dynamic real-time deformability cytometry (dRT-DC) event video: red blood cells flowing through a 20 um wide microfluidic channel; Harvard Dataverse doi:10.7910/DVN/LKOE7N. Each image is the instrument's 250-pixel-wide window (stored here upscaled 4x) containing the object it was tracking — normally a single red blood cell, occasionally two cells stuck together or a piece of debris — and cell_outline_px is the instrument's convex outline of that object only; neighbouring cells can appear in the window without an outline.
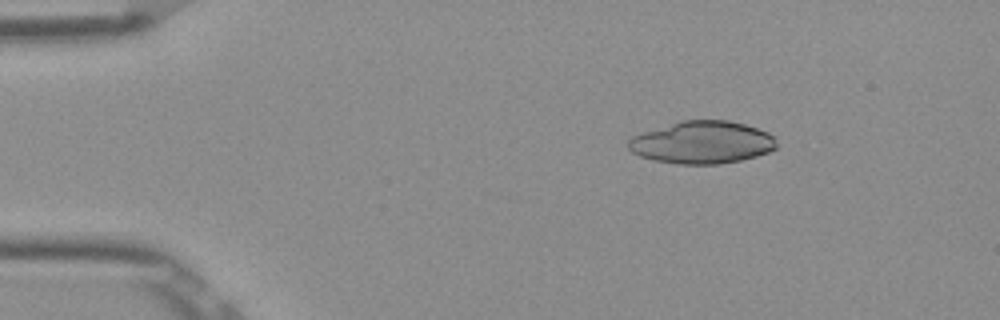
{"species": "Egyptian fruit bat (a non-hibernating species)", "species_latin": "Rousettus aegyptiacus", "temperature_condition": "room temperature", "stored_images_in_passage": 41, "camera_frame_rate_fps": 3000, "um_per_image_px": 0.085, "frame": {"image": 1, "passage_image": 7, "time_ms": 2.0, "image_size_px": [1000, 320], "cell_outline_px": [[772, 148], [764, 152], [732, 160], [668, 160], [700, 120], [712, 120], [736, 124], [752, 128], [768, 136]], "centroid_in_image_um": [61.3, 12.1], "position_along_channel_um": 23.7, "area_um2": 20.87}}